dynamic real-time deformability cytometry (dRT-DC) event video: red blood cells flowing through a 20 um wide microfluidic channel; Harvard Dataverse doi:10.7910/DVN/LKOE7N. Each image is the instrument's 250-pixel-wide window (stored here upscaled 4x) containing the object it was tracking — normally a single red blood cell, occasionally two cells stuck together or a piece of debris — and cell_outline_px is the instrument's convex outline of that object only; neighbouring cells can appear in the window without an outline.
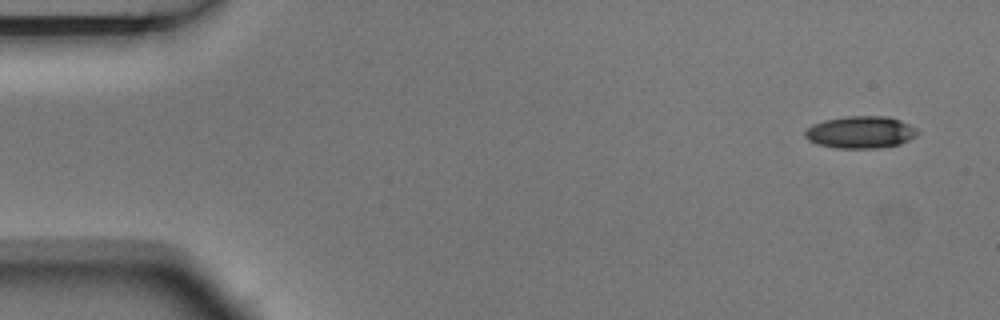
{"species": "Egyptian fruit bat (a non-hibernating species)", "species_latin": "Rousettus aegyptiacus", "temperature_condition": "room temperature", "stored_images_in_passage": 3, "camera_frame_rate_fps": 3000, "um_per_image_px": 0.085, "animal": {"sex": "male"}, "frame": {"image": 1, "passage_image": 1, "time_ms": 0.0, "image_size_px": [1000, 320], "cell_outline_px": [[920, 132], [916, 136], [900, 144], [880, 148], [836, 148], [816, 144], [808, 140], [804, 136], [804, 132], [812, 124], [824, 120], [844, 116], [888, 116], [900, 120], [916, 128]], "centroid_in_image_um": [73.14, 11.24], "position_along_channel_um": 11.9, "area_um2": 21.27}}